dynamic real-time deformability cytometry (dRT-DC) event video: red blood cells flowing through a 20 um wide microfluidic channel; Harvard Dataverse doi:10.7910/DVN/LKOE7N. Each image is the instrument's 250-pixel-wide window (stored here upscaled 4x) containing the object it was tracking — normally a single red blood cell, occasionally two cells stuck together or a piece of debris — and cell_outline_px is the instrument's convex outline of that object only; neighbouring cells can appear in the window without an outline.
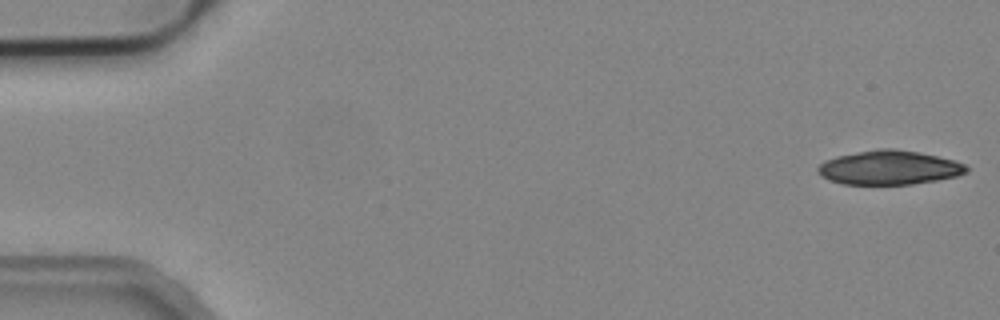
{"species": "common noctule bat (a hibernating species)", "species_latin": "Nyctalus noctula", "temperature_condition": "cold", "stored_images_in_passage": 20, "camera_frame_rate_fps": 3000, "um_per_image_px": 0.085, "animal": {"sex": "male", "body_mass_g": 19.2, "forearm_length_mm": 51.8}, "frame": {"image": 1, "passage_image": 1, "time_ms": 0.0, "image_size_px": [1000, 320], "cell_outline_px": [[968, 172], [956, 176], [936, 180], [912, 184], [844, 184], [828, 180], [820, 176], [816, 172], [816, 168], [824, 160], [836, 156], [880, 148], [896, 148], [920, 152], [952, 160], [964, 164], [968, 168]], "centroid_in_image_um": [75.53, 14.24], "position_along_channel_um": 9.5, "area_um2": 29.59}}